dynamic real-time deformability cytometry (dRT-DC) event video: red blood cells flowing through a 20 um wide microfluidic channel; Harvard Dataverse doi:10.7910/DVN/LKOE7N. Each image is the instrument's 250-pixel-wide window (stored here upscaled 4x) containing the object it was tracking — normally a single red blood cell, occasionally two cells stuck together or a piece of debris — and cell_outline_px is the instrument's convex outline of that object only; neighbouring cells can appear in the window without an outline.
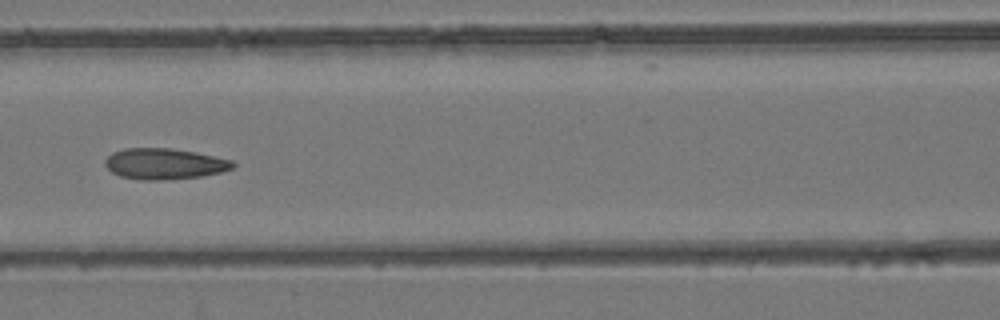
{"species": "common noctule bat (a hibernating species)", "species_latin": "Nyctalus noctula", "temperature_condition": "room temperature", "stored_images_in_passage": 6, "camera_frame_rate_fps": 3000, "um_per_image_px": 0.085, "animal": {"sex": "female", "body_mass_g": 24.6, "forearm_length_mm": 56.2}, "frame": {"image": 1, "passage_image": 4, "time_ms": 1.0, "image_size_px": [1000, 320], "cell_outline_px": [[236, 164], [232, 168], [220, 172], [200, 176], [164, 180], [140, 180], [120, 176], [112, 172], [104, 164], [104, 160], [112, 152], [124, 148], [172, 148], [196, 152], [232, 160]], "centroid_in_image_um": [13.95, 13.92], "position_along_channel_um": 152.7, "area_um2": 23.06}}
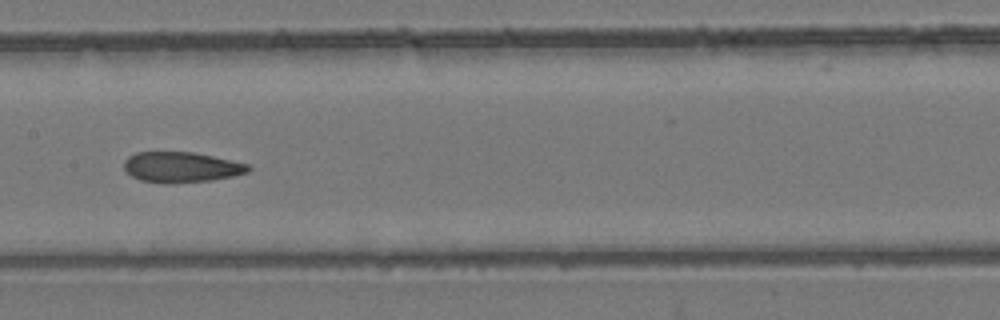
{"frame": {"image": 2, "passage_image": 5, "time_ms": 1.333, "image_size_px": [1000, 320], "cell_outline_px": [[252, 168], [248, 172], [236, 176], [212, 180], [172, 184], [164, 184], [140, 180], [132, 176], [124, 168], [124, 160], [128, 156], [136, 152], [192, 152], [212, 156], [248, 164]], "centroid_in_image_um": [15.41, 14.22], "position_along_channel_um": 192.0, "area_um2": 22.25}}